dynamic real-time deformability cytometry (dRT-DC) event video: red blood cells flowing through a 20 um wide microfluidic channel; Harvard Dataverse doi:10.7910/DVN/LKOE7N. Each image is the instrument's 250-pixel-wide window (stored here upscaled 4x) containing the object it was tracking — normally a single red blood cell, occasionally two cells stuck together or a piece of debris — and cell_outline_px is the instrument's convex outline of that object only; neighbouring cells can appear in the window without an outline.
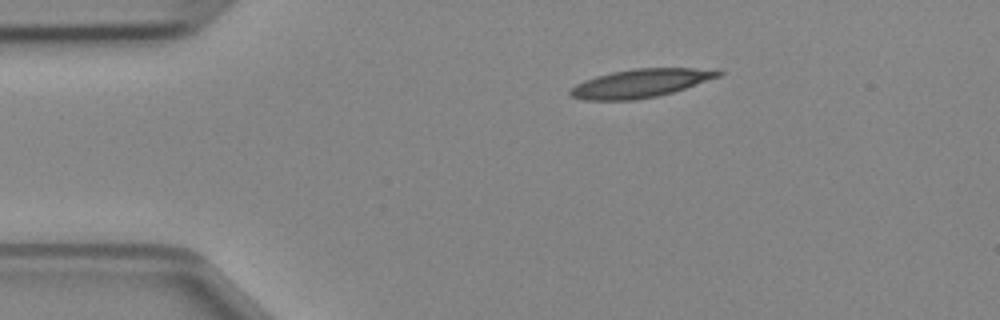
{"species": "Egyptian fruit bat (a non-hibernating species)", "species_latin": "Rousettus aegyptiacus", "temperature_condition": "cold", "stored_images_in_passage": 39, "camera_frame_rate_fps": 3000, "um_per_image_px": 0.085, "animal": {"sex": "female"}, "frame": {"image": 1, "passage_image": 1, "time_ms": 0.0, "image_size_px": [1000, 320], "cell_outline_px": [[724, 72], [720, 76], [672, 92], [656, 96], [632, 100], [584, 100], [572, 96], [568, 92], [576, 84], [584, 80], [596, 76], [612, 72], [632, 68], [720, 68]], "centroid_in_image_um": [54.48, 7.06], "position_along_channel_um": 30.5, "area_um2": 24.51}}
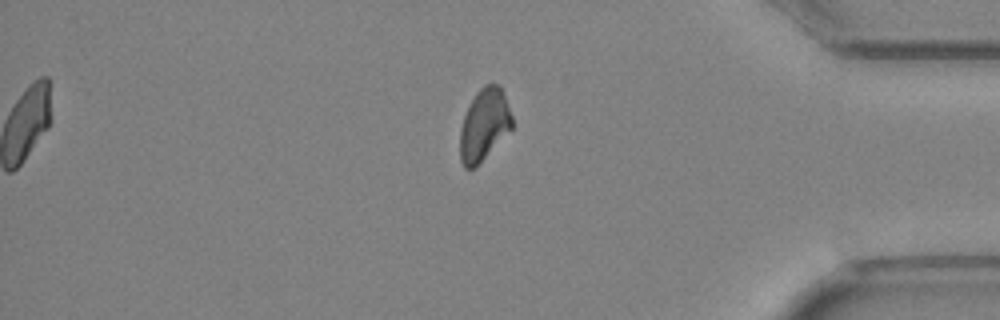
{"frame": {"image": 2, "passage_image": 32, "time_ms": 10.333, "image_size_px": [1000, 320], "cell_outline_px": [[512, 128], [476, 168], [464, 168], [460, 160], [460, 128], [464, 116], [476, 92], [484, 84], [500, 84], [512, 116]], "centroid_in_image_um": [41.14, 10.62], "position_along_channel_um": 394.1, "area_um2": 21.79}}
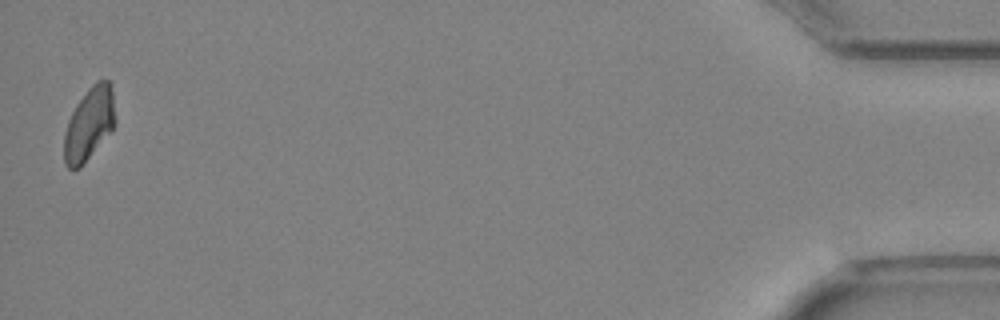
{"frame": {"image": 3, "passage_image": 39, "time_ms": 12.667, "image_size_px": [1000, 320], "cell_outline_px": [[116, 120], [112, 132], [80, 168], [68, 168], [64, 164], [64, 136], [68, 120], [76, 104], [88, 88], [92, 84], [100, 80], [108, 80], [112, 92]], "centroid_in_image_um": [7.58, 10.56], "position_along_channel_um": 427.6, "area_um2": 21.79}}